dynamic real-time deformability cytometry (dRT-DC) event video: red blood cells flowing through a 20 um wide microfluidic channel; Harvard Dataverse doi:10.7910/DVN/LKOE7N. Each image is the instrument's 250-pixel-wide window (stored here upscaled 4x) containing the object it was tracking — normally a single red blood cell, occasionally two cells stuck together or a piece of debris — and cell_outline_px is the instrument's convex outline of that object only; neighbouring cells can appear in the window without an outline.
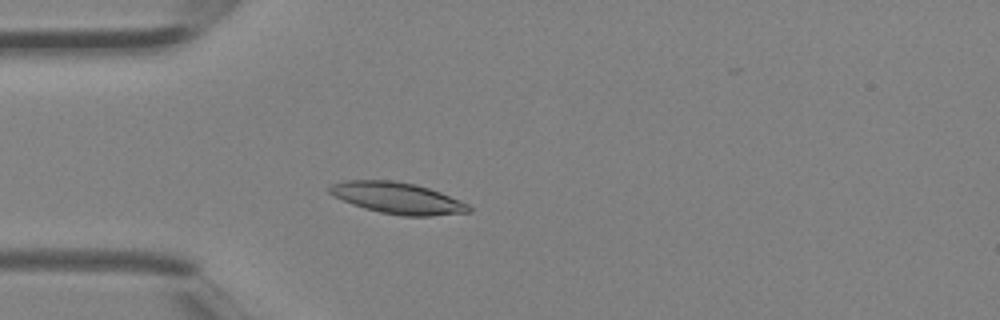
{"species": "Egyptian fruit bat (a non-hibernating species)", "species_latin": "Rousettus aegyptiacus", "temperature_condition": "room temperature", "stored_images_in_passage": 2, "camera_frame_rate_fps": 3000, "um_per_image_px": 0.085, "animal": {"sex": "female"}, "frame": {"image": 1, "passage_image": 2, "time_ms": 0.333, "image_size_px": [1000, 320], "cell_outline_px": [[472, 212], [432, 216], [400, 216], [380, 212], [364, 208], [352, 204], [332, 196], [328, 192], [328, 188], [332, 184], [344, 180], [392, 180], [416, 184], [440, 192], [460, 200], [468, 204], [472, 208]], "centroid_in_image_um": [33.78, 16.84], "position_along_channel_um": 51.2, "area_um2": 25.66}}